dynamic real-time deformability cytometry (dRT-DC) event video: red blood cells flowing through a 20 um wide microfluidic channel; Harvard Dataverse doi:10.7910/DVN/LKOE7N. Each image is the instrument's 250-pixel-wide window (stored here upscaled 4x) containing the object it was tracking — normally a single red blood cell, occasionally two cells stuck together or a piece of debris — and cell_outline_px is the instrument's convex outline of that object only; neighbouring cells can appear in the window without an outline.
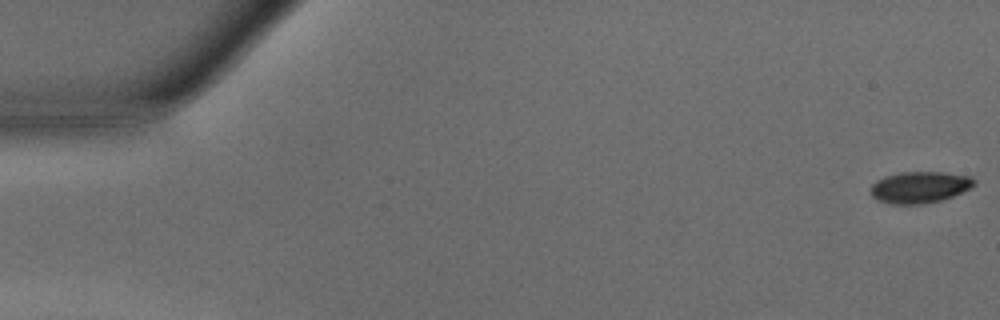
{"species": "common noctule bat (a hibernating species)", "species_latin": "Nyctalus noctula", "temperature_condition": "warm", "stored_images_in_passage": 9, "camera_frame_rate_fps": 3000, "um_per_image_px": 0.085, "animal": {"sex": "male", "body_mass_g": 15.6}, "frame": {"image": 1, "passage_image": 1, "time_ms": 0.0, "image_size_px": [1000, 320], "cell_outline_px": [[976, 184], [972, 188], [952, 196], [940, 200], [920, 204], [892, 204], [876, 200], [872, 196], [872, 184], [876, 180], [884, 176], [900, 172], [944, 172], [972, 176], [976, 180]], "centroid_in_image_um": [78.2, 15.9], "position_along_channel_um": 6.8, "area_um2": 19.13}}